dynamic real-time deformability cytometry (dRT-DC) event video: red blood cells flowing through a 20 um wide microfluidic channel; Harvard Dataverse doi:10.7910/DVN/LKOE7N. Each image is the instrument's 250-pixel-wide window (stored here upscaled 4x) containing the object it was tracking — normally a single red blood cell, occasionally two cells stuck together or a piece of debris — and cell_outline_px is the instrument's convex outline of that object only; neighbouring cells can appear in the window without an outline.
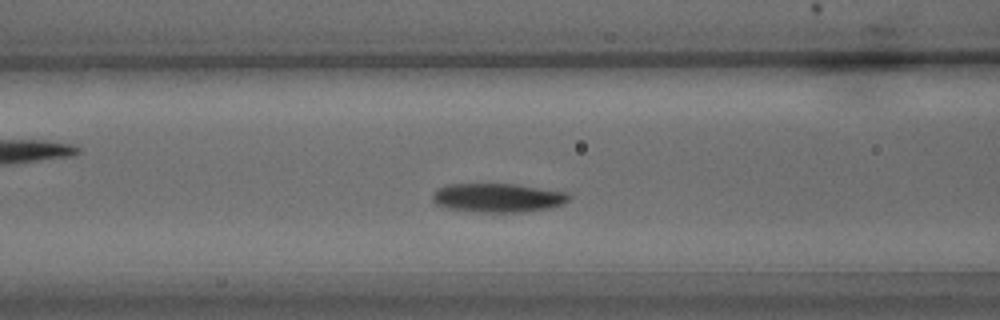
{"species": "common noctule bat (a hibernating species)", "species_latin": "Nyctalus noctula", "temperature_condition": "warm", "stored_images_in_passage": 22, "camera_frame_rate_fps": 3000, "um_per_image_px": 0.085, "animal": {"sex": "male", "body_mass_g": 15.6}, "frame": {"image": 1, "passage_image": 5, "time_ms": 1.333, "image_size_px": [1000, 320], "cell_outline_px": [[572, 196], [564, 204], [552, 208], [520, 212], [480, 212], [448, 208], [436, 204], [432, 200], [432, 192], [436, 188], [444, 184], [516, 184], [568, 192]], "centroid_in_image_um": [42.32, 16.8], "position_along_channel_um": 124.3, "area_um2": 23.29}}
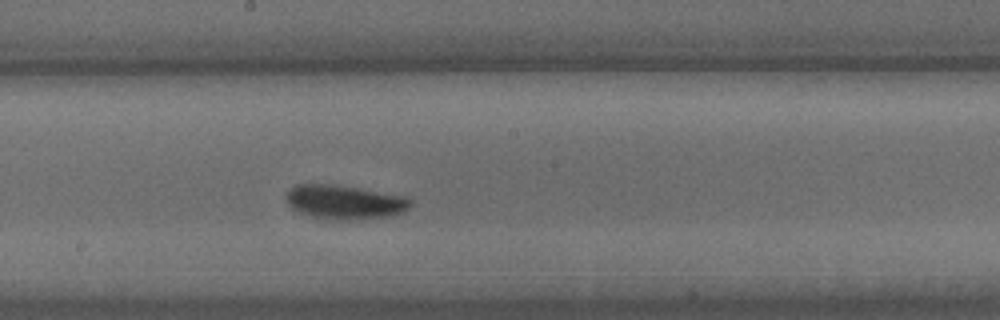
{"frame": {"image": 2, "passage_image": 11, "time_ms": 3.333, "image_size_px": [1000, 320], "cell_outline_px": [[412, 204], [404, 212], [388, 216], [344, 220], [332, 220], [312, 216], [300, 212], [292, 208], [288, 204], [288, 192], [296, 184], [332, 184], [408, 196], [412, 200]], "centroid_in_image_um": [29.34, 17.17], "position_along_channel_um": 218.9, "area_um2": 24.51}}
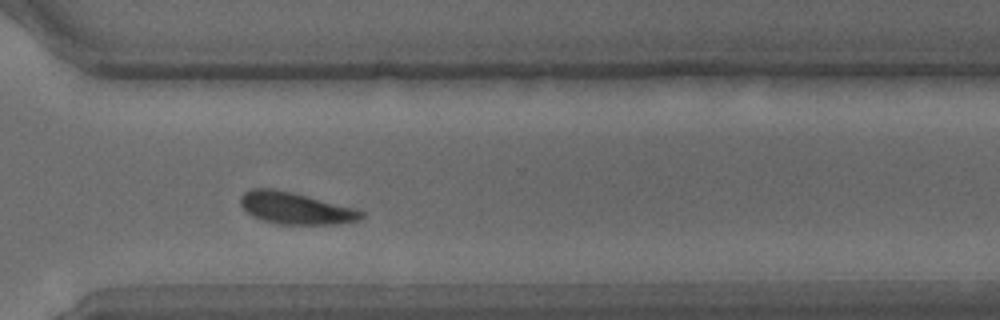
{"frame": {"image": 3, "passage_image": 19, "time_ms": 6.0, "image_size_px": [1000, 320], "cell_outline_px": [[364, 216], [360, 220], [336, 224], [276, 224], [252, 216], [240, 204], [240, 196], [244, 192], [252, 188], [272, 188], [356, 208], [364, 212]], "centroid_in_image_um": [25.12, 17.7], "position_along_channel_um": 345.5, "area_um2": 22.2}}